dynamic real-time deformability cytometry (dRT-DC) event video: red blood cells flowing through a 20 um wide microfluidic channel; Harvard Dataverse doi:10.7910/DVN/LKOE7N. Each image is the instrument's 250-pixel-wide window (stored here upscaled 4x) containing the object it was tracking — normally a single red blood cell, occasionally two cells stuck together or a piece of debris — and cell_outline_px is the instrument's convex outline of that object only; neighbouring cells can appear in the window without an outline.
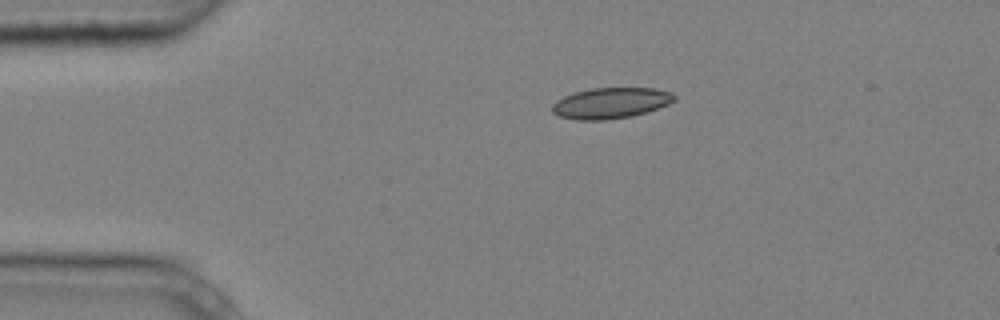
{"species": "common noctule bat (a hibernating species)", "species_latin": "Nyctalus noctula", "temperature_condition": "cold", "stored_images_in_passage": 3, "camera_frame_rate_fps": 3000, "um_per_image_px": 0.085, "animal": {"sex": "male", "body_mass_g": 20.4}, "frame": {"image": 1, "passage_image": 1, "time_ms": 0.0, "image_size_px": [1000, 320], "cell_outline_px": [[676, 100], [668, 104], [632, 116], [604, 120], [576, 120], [560, 116], [552, 112], [552, 104], [556, 100], [564, 96], [576, 92], [592, 88], [652, 88], [672, 92], [676, 96]], "centroid_in_image_um": [51.9, 8.76], "position_along_channel_um": 33.1, "area_um2": 21.85}}
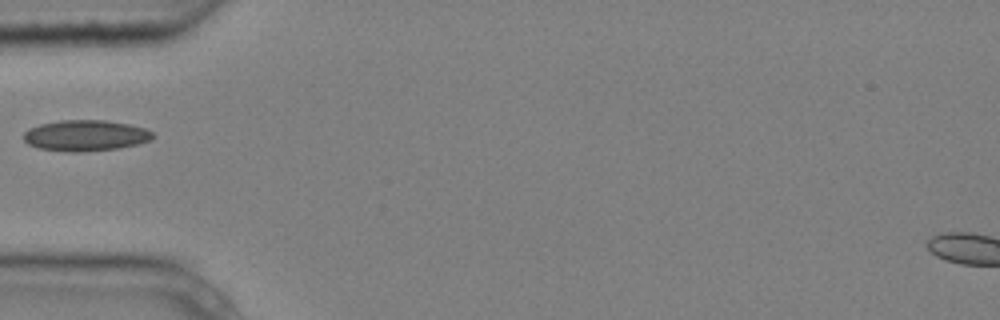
{"frame": {"image": 2, "passage_image": 3, "time_ms": 0.667, "image_size_px": [1000, 320], "cell_outline_px": [[156, 136], [152, 140], [120, 148], [80, 152], [68, 152], [40, 148], [28, 144], [24, 140], [24, 132], [28, 128], [40, 124], [60, 120], [104, 120], [128, 124], [144, 128], [152, 132]], "centroid_in_image_um": [7.27, 11.52], "position_along_channel_um": 77.7, "area_um2": 23.35}}